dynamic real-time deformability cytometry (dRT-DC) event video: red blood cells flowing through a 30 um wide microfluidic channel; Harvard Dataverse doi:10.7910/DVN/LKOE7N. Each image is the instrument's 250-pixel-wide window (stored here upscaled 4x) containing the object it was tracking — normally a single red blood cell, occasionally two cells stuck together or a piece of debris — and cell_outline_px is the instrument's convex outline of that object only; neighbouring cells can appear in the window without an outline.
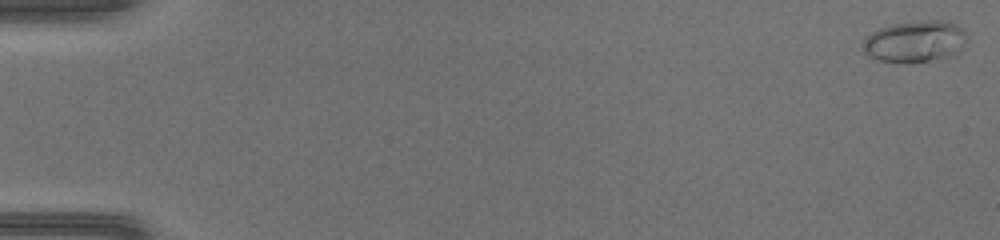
{"species": "common noctule bat (a hibernating species)", "species_latin": "Nyctalus noctula", "temperature_condition": "warm", "stored_images_in_passage": 50, "camera_frame_rate_fps": 3000, "um_per_image_px": 0.085, "animal": {"sex": "female", "body_mass_g": 17.0, "forearm_length_mm": 48.0}, "frame": {"image": 1, "passage_image": 1, "time_ms": 0.0, "image_size_px": [1000, 240], "cell_outline_px": [[968, 36], [956, 56], [908, 64], [900, 64], [876, 60], [868, 56], [860, 48], [864, 36], [880, 28], [892, 24], [928, 20], [940, 20], [956, 24]], "centroid_in_image_um": [77.72, 3.56], "position_along_channel_um": 7.3, "area_um2": 25.84}}
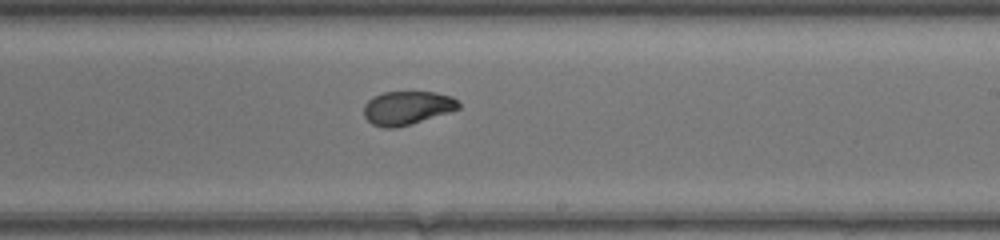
{"frame": {"image": 2, "passage_image": 31, "time_ms": 10.0, "image_size_px": [1000, 240], "cell_outline_px": [[460, 108], [448, 112], [396, 128], [384, 128], [372, 124], [364, 116], [364, 104], [372, 96], [384, 92], [436, 92], [452, 96], [460, 104]], "centroid_in_image_um": [34.57, 9.16], "position_along_channel_um": 254.4, "area_um2": 18.44}}
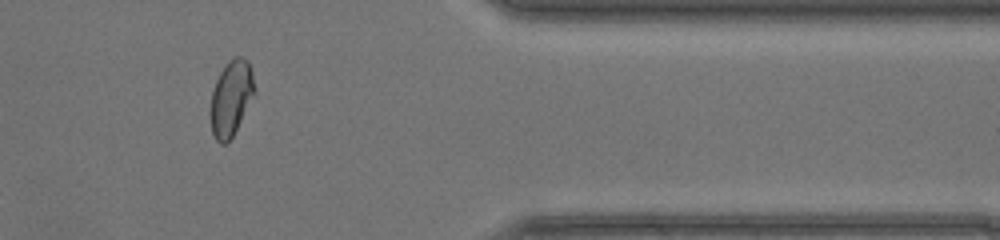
{"frame": {"image": 3, "passage_image": 42, "time_ms": 13.667, "image_size_px": [1000, 240], "cell_outline_px": [[256, 92], [232, 136], [224, 144], [220, 144], [216, 140], [212, 132], [208, 112], [212, 92], [216, 80], [220, 72], [228, 60], [236, 56], [244, 56], [248, 60], [252, 72], [256, 88]], "centroid_in_image_um": [19.63, 8.31], "position_along_channel_um": 391.8, "area_um2": 19.65}, "authors_computed_cell_mechanics": {"area_um2": 19.5653, "velocity_mm_per_s": 4.2507, "shape_relaxation_time_tau1_ms": 6.341, "shape_relaxation_time_tau2_ms": 1.6843, "deformation_change_tau1": 0.2118, "deformation_change_tau2": 0.0467}}